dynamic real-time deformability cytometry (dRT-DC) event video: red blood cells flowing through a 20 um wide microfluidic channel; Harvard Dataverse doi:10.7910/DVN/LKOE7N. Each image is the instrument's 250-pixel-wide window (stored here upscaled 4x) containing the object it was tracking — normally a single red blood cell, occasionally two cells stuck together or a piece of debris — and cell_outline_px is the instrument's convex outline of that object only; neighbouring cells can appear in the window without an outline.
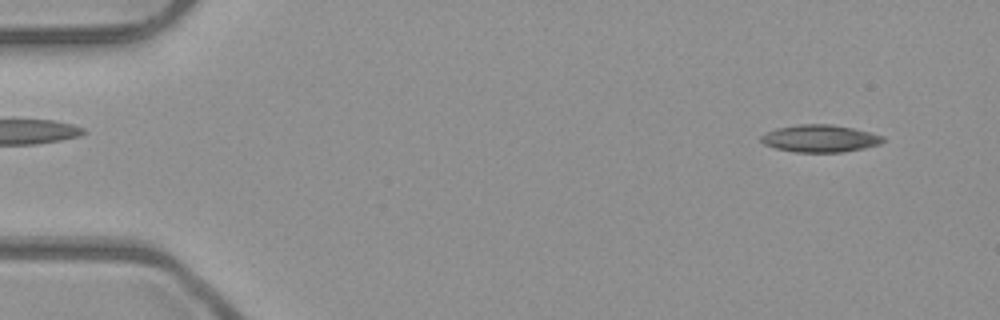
{"species": "common noctule bat (a hibernating species)", "species_latin": "Nyctalus noctula", "temperature_condition": "room temperature", "stored_images_in_passage": 5, "segment_of_instrument_passage": [2, 2], "camera_frame_rate_fps": 3000, "um_per_image_px": 0.085, "animal": {"sex": "male", "body_mass_g": 23.1, "forearm_length_mm": 52.7}, "frame": {"image": 1, "passage_image": 5, "time_ms": 1.333, "image_size_px": [1000, 320], "cell_outline_px": [[884, 140], [880, 144], [864, 148], [844, 152], [796, 152], [776, 148], [764, 144], [760, 140], [760, 136], [776, 128], [800, 124], [828, 124], [852, 128], [884, 136]], "centroid_in_image_um": [69.69, 11.77], "position_along_channel_um": 15.3, "area_um2": 19.25}}